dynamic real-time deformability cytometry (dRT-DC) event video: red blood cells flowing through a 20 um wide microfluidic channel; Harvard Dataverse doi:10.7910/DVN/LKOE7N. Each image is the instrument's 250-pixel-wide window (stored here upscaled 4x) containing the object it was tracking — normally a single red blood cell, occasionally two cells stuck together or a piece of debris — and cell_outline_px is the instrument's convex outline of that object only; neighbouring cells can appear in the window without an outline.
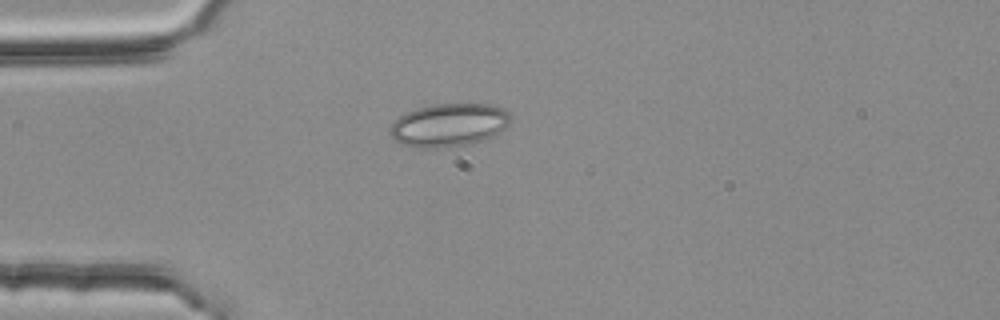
{"species": "common noctule bat (a hibernating species)", "species_latin": "Nyctalus noctula", "temperature_condition": "room temperature", "stored_images_in_passage": 1, "camera_frame_rate_fps": 3000, "um_per_image_px": 0.085, "animal": {"sex": "female", "body_mass_g": 25.1}, "frame": {"image": 1, "passage_image": 1, "time_ms": 0.0, "image_size_px": [1000, 320], "cell_outline_px": [[508, 124], [500, 132], [484, 140], [464, 144], [436, 148], [416, 148], [404, 144], [396, 140], [388, 132], [392, 124], [404, 112], [416, 108], [432, 104], [492, 104], [504, 108], [508, 112]], "centroid_in_image_um": [38.13, 10.61], "position_along_channel_um": 46.9, "area_um2": 30.11}}